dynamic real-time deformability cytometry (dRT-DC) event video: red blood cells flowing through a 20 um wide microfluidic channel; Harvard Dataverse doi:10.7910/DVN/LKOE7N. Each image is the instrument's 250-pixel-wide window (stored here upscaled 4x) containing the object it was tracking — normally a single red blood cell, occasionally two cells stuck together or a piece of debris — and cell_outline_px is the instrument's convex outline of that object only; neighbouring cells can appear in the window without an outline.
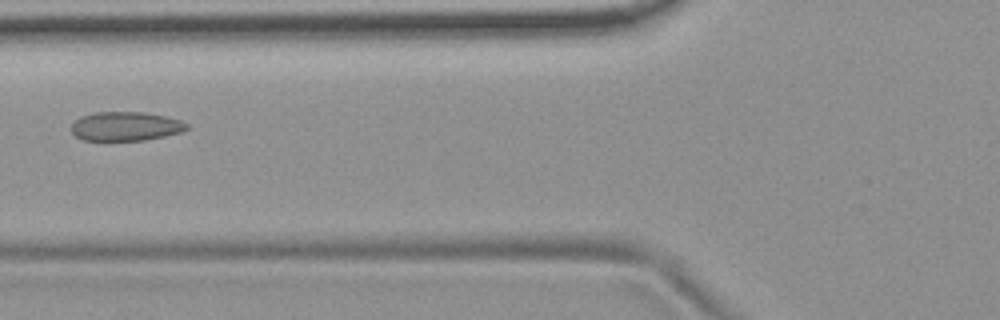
{"species": "common noctule bat (a hibernating species)", "species_latin": "Nyctalus noctula", "temperature_condition": "room temperature", "stored_images_in_passage": 4, "camera_frame_rate_fps": 3000, "um_per_image_px": 0.085, "animal": {"sex": "female", "body_mass_g": 19.9}, "frame": {"image": 1, "passage_image": 4, "time_ms": 1.0, "image_size_px": [1000, 320], "cell_outline_px": [[188, 128], [180, 132], [164, 136], [144, 140], [80, 140], [72, 132], [72, 124], [80, 116], [92, 112], [144, 112], [164, 116], [180, 120], [188, 124]], "centroid_in_image_um": [10.65, 10.73], "position_along_channel_um": 115.2, "area_um2": 19.48}}